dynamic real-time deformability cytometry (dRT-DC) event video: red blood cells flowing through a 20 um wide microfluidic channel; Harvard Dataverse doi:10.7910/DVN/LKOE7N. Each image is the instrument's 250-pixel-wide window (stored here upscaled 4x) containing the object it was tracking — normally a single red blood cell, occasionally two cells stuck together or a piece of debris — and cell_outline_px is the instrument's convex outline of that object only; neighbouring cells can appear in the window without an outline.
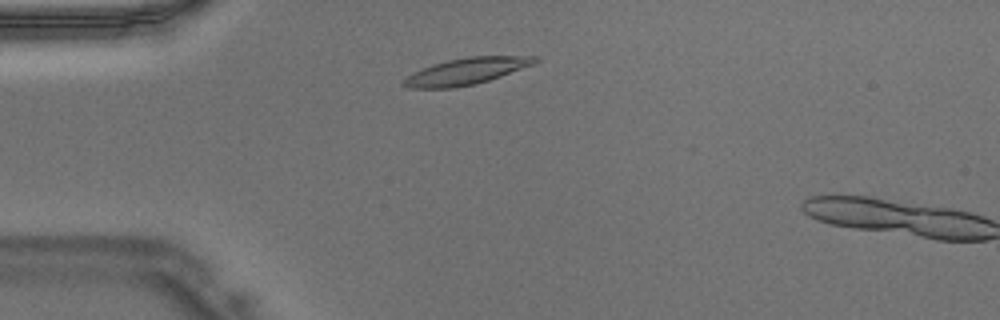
{"species": "Egyptian fruit bat (a non-hibernating species)", "species_latin": "Rousettus aegyptiacus", "temperature_condition": "warm", "stored_images_in_passage": 7, "camera_frame_rate_fps": 3000, "um_per_image_px": 0.085, "animal": {"sex": "male"}, "frame": {"image": 1, "passage_image": 5, "time_ms": 1.333, "image_size_px": [1000, 320], "cell_outline_px": [[540, 60], [536, 64], [476, 84], [452, 88], [408, 88], [400, 84], [400, 80], [412, 72], [432, 64], [448, 60], [468, 56], [540, 56]], "centroid_in_image_um": [39.61, 6.05], "position_along_channel_um": 45.4, "area_um2": 20.63}}